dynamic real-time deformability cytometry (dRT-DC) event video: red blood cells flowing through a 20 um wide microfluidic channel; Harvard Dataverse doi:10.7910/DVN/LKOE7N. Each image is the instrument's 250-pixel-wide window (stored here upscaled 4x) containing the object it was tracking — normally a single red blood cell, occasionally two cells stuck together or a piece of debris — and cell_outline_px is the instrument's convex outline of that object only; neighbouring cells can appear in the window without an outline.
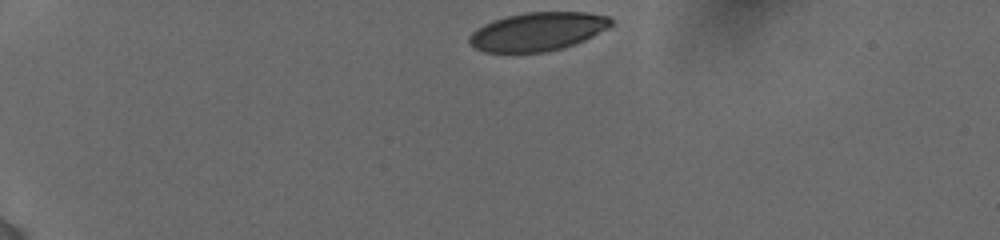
{"species": "human", "species_latin": "Homo sapiens", "temperature_condition": "cold", "stored_images_in_passage": 48, "camera_frame_rate_fps": 3000, "um_per_image_px": 0.085, "donor": {"sex": "female"}, "frame": {"image": 1, "passage_image": 1, "time_ms": 0.0, "image_size_px": [1000, 240], "cell_outline_px": [[612, 24], [608, 28], [576, 44], [564, 48], [544, 52], [484, 52], [476, 48], [468, 40], [472, 32], [484, 24], [492, 20], [504, 16], [524, 12], [584, 12], [608, 16], [612, 20]], "centroid_in_image_um": [45.7, 2.68], "position_along_channel_um": 39.3, "area_um2": 31.79}}
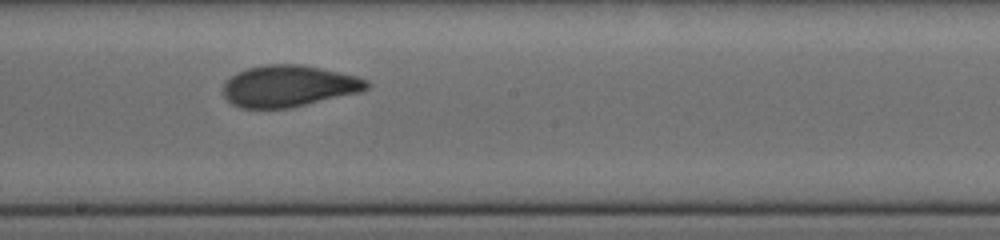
{"frame": {"image": 2, "passage_image": 27, "time_ms": 6.667, "image_size_px": [1000, 240], "cell_outline_px": [[372, 84], [368, 88], [360, 92], [288, 108], [240, 108], [232, 104], [224, 96], [224, 84], [236, 72], [248, 68], [264, 64], [300, 64], [320, 68], [356, 76], [368, 80]], "centroid_in_image_um": [24.55, 7.31], "position_along_channel_um": 223.7, "area_um2": 34.56}}
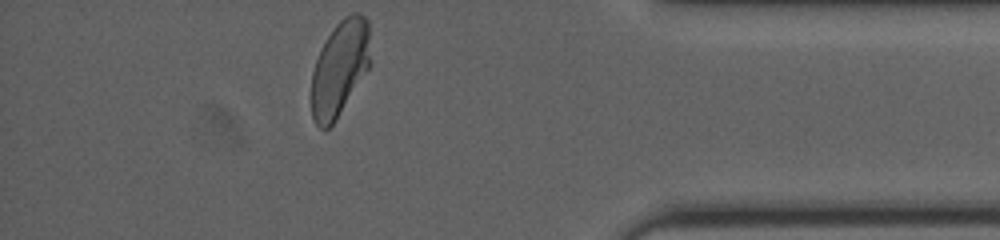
{"frame": {"image": 3, "passage_image": 47, "time_ms": 12.0, "image_size_px": [1000, 240], "cell_outline_px": [[368, 68], [336, 120], [324, 132], [316, 124], [312, 116], [312, 72], [316, 60], [328, 36], [336, 24], [344, 16], [352, 12], [356, 12], [364, 16], [368, 20]], "centroid_in_image_um": [28.85, 5.82], "position_along_channel_um": 406.4, "area_um2": 32.08}, "authors_computed_cell_mechanics": {"area_um2": 34.3621, "velocity_mm_per_s": 3.8705, "shape_relaxation_time_tau1_ms": 3.9578, "shape_relaxation_time_tau2_ms": 0.8535, "deformation_change_tau1": 0.155, "deformation_change_tau2": 0.0535}}